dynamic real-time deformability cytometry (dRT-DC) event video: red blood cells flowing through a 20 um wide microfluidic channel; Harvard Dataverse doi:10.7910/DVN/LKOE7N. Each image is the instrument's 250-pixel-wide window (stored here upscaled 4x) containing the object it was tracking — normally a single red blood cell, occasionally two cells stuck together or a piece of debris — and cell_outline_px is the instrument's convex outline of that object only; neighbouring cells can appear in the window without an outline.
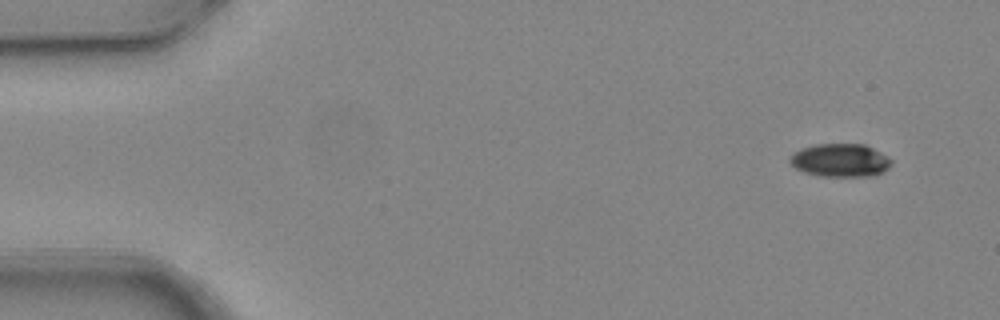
{"species": "common noctule bat (a hibernating species)", "species_latin": "Nyctalus noctula", "temperature_condition": "warm", "stored_images_in_passage": 5, "camera_frame_rate_fps": 3000, "um_per_image_px": 0.085, "animal": {"sex": "female", "body_mass_g": 24.6, "forearm_length_mm": 56.2}, "frame": {"image": 1, "passage_image": 1, "time_ms": 0.0, "image_size_px": [1000, 320], "cell_outline_px": [[892, 164], [884, 172], [872, 176], [820, 176], [804, 172], [796, 168], [788, 160], [788, 156], [792, 152], [800, 148], [816, 144], [864, 144], [888, 156], [892, 160]], "centroid_in_image_um": [71.41, 13.62], "position_along_channel_um": 13.6, "area_um2": 19.83}}
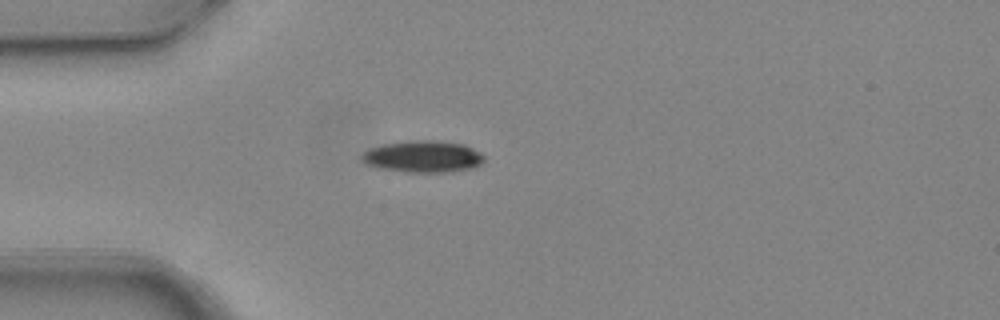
{"frame": {"image": 2, "passage_image": 4, "time_ms": 1.0, "image_size_px": [1000, 320], "cell_outline_px": [[484, 160], [480, 164], [472, 168], [452, 172], [404, 172], [380, 168], [368, 164], [360, 160], [360, 156], [368, 148], [384, 144], [408, 140], [440, 140], [464, 144], [480, 152], [484, 156]], "centroid_in_image_um": [35.95, 13.3], "position_along_channel_um": 49.0, "area_um2": 22.89}}